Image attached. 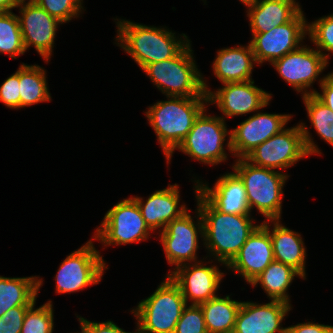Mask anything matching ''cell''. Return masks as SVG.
Masks as SVG:
<instances>
[{
  "label": "cell",
  "instance_id": "obj_1",
  "mask_svg": "<svg viewBox=\"0 0 333 333\" xmlns=\"http://www.w3.org/2000/svg\"><path fill=\"white\" fill-rule=\"evenodd\" d=\"M193 177V190L197 207L203 219V247L207 257L226 266L239 253L253 231L260 225L252 214H229L216 209L199 191L198 180ZM255 222V223H254Z\"/></svg>",
  "mask_w": 333,
  "mask_h": 333
},
{
  "label": "cell",
  "instance_id": "obj_2",
  "mask_svg": "<svg viewBox=\"0 0 333 333\" xmlns=\"http://www.w3.org/2000/svg\"><path fill=\"white\" fill-rule=\"evenodd\" d=\"M116 23V46H119L142 69L144 66L175 57L189 42V37L166 26H148L131 20L113 18ZM180 37V38H179Z\"/></svg>",
  "mask_w": 333,
  "mask_h": 333
},
{
  "label": "cell",
  "instance_id": "obj_3",
  "mask_svg": "<svg viewBox=\"0 0 333 333\" xmlns=\"http://www.w3.org/2000/svg\"><path fill=\"white\" fill-rule=\"evenodd\" d=\"M166 98L167 100L157 101L147 107L144 114L157 136L156 140L162 148L166 164L170 165L175 149L209 104L208 97L166 96Z\"/></svg>",
  "mask_w": 333,
  "mask_h": 333
},
{
  "label": "cell",
  "instance_id": "obj_4",
  "mask_svg": "<svg viewBox=\"0 0 333 333\" xmlns=\"http://www.w3.org/2000/svg\"><path fill=\"white\" fill-rule=\"evenodd\" d=\"M305 124L300 121L293 127H286L258 145L245 159L259 167L285 170L305 157L321 155V150Z\"/></svg>",
  "mask_w": 333,
  "mask_h": 333
},
{
  "label": "cell",
  "instance_id": "obj_5",
  "mask_svg": "<svg viewBox=\"0 0 333 333\" xmlns=\"http://www.w3.org/2000/svg\"><path fill=\"white\" fill-rule=\"evenodd\" d=\"M190 41L175 57L150 63L141 70L165 96L208 97L203 73L196 65Z\"/></svg>",
  "mask_w": 333,
  "mask_h": 333
},
{
  "label": "cell",
  "instance_id": "obj_6",
  "mask_svg": "<svg viewBox=\"0 0 333 333\" xmlns=\"http://www.w3.org/2000/svg\"><path fill=\"white\" fill-rule=\"evenodd\" d=\"M234 161L231 168L244 183L250 211L256 208L265 221L280 220L283 189L290 175L253 165L245 158Z\"/></svg>",
  "mask_w": 333,
  "mask_h": 333
},
{
  "label": "cell",
  "instance_id": "obj_7",
  "mask_svg": "<svg viewBox=\"0 0 333 333\" xmlns=\"http://www.w3.org/2000/svg\"><path fill=\"white\" fill-rule=\"evenodd\" d=\"M186 305L180 287L166 275L149 297L130 310L137 321L135 330L137 333H174Z\"/></svg>",
  "mask_w": 333,
  "mask_h": 333
},
{
  "label": "cell",
  "instance_id": "obj_8",
  "mask_svg": "<svg viewBox=\"0 0 333 333\" xmlns=\"http://www.w3.org/2000/svg\"><path fill=\"white\" fill-rule=\"evenodd\" d=\"M206 111L198 116L192 129L175 150L201 164L216 166L228 160V155L232 156L231 130H228L225 120L220 116L208 115ZM225 148L230 154H227Z\"/></svg>",
  "mask_w": 333,
  "mask_h": 333
},
{
  "label": "cell",
  "instance_id": "obj_9",
  "mask_svg": "<svg viewBox=\"0 0 333 333\" xmlns=\"http://www.w3.org/2000/svg\"><path fill=\"white\" fill-rule=\"evenodd\" d=\"M95 230L93 240L100 241L104 247L140 243L148 240L154 233L146 224L137 202L132 197L113 205Z\"/></svg>",
  "mask_w": 333,
  "mask_h": 333
},
{
  "label": "cell",
  "instance_id": "obj_10",
  "mask_svg": "<svg viewBox=\"0 0 333 333\" xmlns=\"http://www.w3.org/2000/svg\"><path fill=\"white\" fill-rule=\"evenodd\" d=\"M93 242L89 239L60 263L54 276L56 294L76 293L101 282L109 268Z\"/></svg>",
  "mask_w": 333,
  "mask_h": 333
},
{
  "label": "cell",
  "instance_id": "obj_11",
  "mask_svg": "<svg viewBox=\"0 0 333 333\" xmlns=\"http://www.w3.org/2000/svg\"><path fill=\"white\" fill-rule=\"evenodd\" d=\"M188 209L180 217L170 222L163 231L157 235L162 244L165 258L173 269L169 270V275L178 266L199 262L203 259L198 258L197 252L200 249L199 239L203 242V219L198 207L196 206L194 217Z\"/></svg>",
  "mask_w": 333,
  "mask_h": 333
},
{
  "label": "cell",
  "instance_id": "obj_12",
  "mask_svg": "<svg viewBox=\"0 0 333 333\" xmlns=\"http://www.w3.org/2000/svg\"><path fill=\"white\" fill-rule=\"evenodd\" d=\"M328 63L315 47L311 48L303 43L296 50L273 61L270 65L294 91H297V94L306 96L316 93V88L312 86L316 81L319 84L323 82L325 76L320 75L329 66Z\"/></svg>",
  "mask_w": 333,
  "mask_h": 333
},
{
  "label": "cell",
  "instance_id": "obj_13",
  "mask_svg": "<svg viewBox=\"0 0 333 333\" xmlns=\"http://www.w3.org/2000/svg\"><path fill=\"white\" fill-rule=\"evenodd\" d=\"M255 81L224 83L217 90H211L203 75V87L208 96V104L217 106L222 113L220 117L227 118L255 113L270 105L272 94L254 85Z\"/></svg>",
  "mask_w": 333,
  "mask_h": 333
},
{
  "label": "cell",
  "instance_id": "obj_14",
  "mask_svg": "<svg viewBox=\"0 0 333 333\" xmlns=\"http://www.w3.org/2000/svg\"><path fill=\"white\" fill-rule=\"evenodd\" d=\"M307 18L299 12L291 21L264 33H252L250 45L259 66L269 65L300 47L307 38Z\"/></svg>",
  "mask_w": 333,
  "mask_h": 333
},
{
  "label": "cell",
  "instance_id": "obj_15",
  "mask_svg": "<svg viewBox=\"0 0 333 333\" xmlns=\"http://www.w3.org/2000/svg\"><path fill=\"white\" fill-rule=\"evenodd\" d=\"M204 259L206 258L199 262L178 266L169 274L180 287L186 304L199 305L218 296V289L226 271L222 272L219 269L220 265H213L215 260L209 261L207 258L208 262H205ZM209 262L211 265L207 266Z\"/></svg>",
  "mask_w": 333,
  "mask_h": 333
},
{
  "label": "cell",
  "instance_id": "obj_16",
  "mask_svg": "<svg viewBox=\"0 0 333 333\" xmlns=\"http://www.w3.org/2000/svg\"><path fill=\"white\" fill-rule=\"evenodd\" d=\"M294 115L257 111L231 129L232 156L245 158L258 145L285 129Z\"/></svg>",
  "mask_w": 333,
  "mask_h": 333
},
{
  "label": "cell",
  "instance_id": "obj_17",
  "mask_svg": "<svg viewBox=\"0 0 333 333\" xmlns=\"http://www.w3.org/2000/svg\"><path fill=\"white\" fill-rule=\"evenodd\" d=\"M16 8H19L20 15L17 17L26 52L30 47H34L44 62L49 63L54 53L56 33L63 23L36 3L23 4Z\"/></svg>",
  "mask_w": 333,
  "mask_h": 333
},
{
  "label": "cell",
  "instance_id": "obj_18",
  "mask_svg": "<svg viewBox=\"0 0 333 333\" xmlns=\"http://www.w3.org/2000/svg\"><path fill=\"white\" fill-rule=\"evenodd\" d=\"M292 308L279 300L262 304L242 301L232 333H286L282 323Z\"/></svg>",
  "mask_w": 333,
  "mask_h": 333
},
{
  "label": "cell",
  "instance_id": "obj_19",
  "mask_svg": "<svg viewBox=\"0 0 333 333\" xmlns=\"http://www.w3.org/2000/svg\"><path fill=\"white\" fill-rule=\"evenodd\" d=\"M274 260L270 233L260 223L226 268L250 284Z\"/></svg>",
  "mask_w": 333,
  "mask_h": 333
},
{
  "label": "cell",
  "instance_id": "obj_20",
  "mask_svg": "<svg viewBox=\"0 0 333 333\" xmlns=\"http://www.w3.org/2000/svg\"><path fill=\"white\" fill-rule=\"evenodd\" d=\"M178 184H168L166 188L156 190L148 198L131 196L138 204L142 216L148 227L155 233H159L172 222L180 217L189 208L182 202L180 204V189Z\"/></svg>",
  "mask_w": 333,
  "mask_h": 333
},
{
  "label": "cell",
  "instance_id": "obj_21",
  "mask_svg": "<svg viewBox=\"0 0 333 333\" xmlns=\"http://www.w3.org/2000/svg\"><path fill=\"white\" fill-rule=\"evenodd\" d=\"M198 191L219 211L229 214H252L243 181L234 172H225L213 187L199 178Z\"/></svg>",
  "mask_w": 333,
  "mask_h": 333
},
{
  "label": "cell",
  "instance_id": "obj_22",
  "mask_svg": "<svg viewBox=\"0 0 333 333\" xmlns=\"http://www.w3.org/2000/svg\"><path fill=\"white\" fill-rule=\"evenodd\" d=\"M261 222L270 233L274 259L293 267L306 279L307 250L301 233L289 229L281 220Z\"/></svg>",
  "mask_w": 333,
  "mask_h": 333
},
{
  "label": "cell",
  "instance_id": "obj_23",
  "mask_svg": "<svg viewBox=\"0 0 333 333\" xmlns=\"http://www.w3.org/2000/svg\"><path fill=\"white\" fill-rule=\"evenodd\" d=\"M258 65L250 43L224 47L217 51L212 63L213 75L222 83L247 82Z\"/></svg>",
  "mask_w": 333,
  "mask_h": 333
},
{
  "label": "cell",
  "instance_id": "obj_24",
  "mask_svg": "<svg viewBox=\"0 0 333 333\" xmlns=\"http://www.w3.org/2000/svg\"><path fill=\"white\" fill-rule=\"evenodd\" d=\"M247 6L252 33H264L291 21L299 11L291 4L278 0H254Z\"/></svg>",
  "mask_w": 333,
  "mask_h": 333
},
{
  "label": "cell",
  "instance_id": "obj_25",
  "mask_svg": "<svg viewBox=\"0 0 333 333\" xmlns=\"http://www.w3.org/2000/svg\"><path fill=\"white\" fill-rule=\"evenodd\" d=\"M40 276L4 277L0 276V317L11 308L32 306L43 286Z\"/></svg>",
  "mask_w": 333,
  "mask_h": 333
},
{
  "label": "cell",
  "instance_id": "obj_26",
  "mask_svg": "<svg viewBox=\"0 0 333 333\" xmlns=\"http://www.w3.org/2000/svg\"><path fill=\"white\" fill-rule=\"evenodd\" d=\"M295 277L305 280L293 267L274 260L250 285L254 288L259 284L269 300H279L292 305L288 289Z\"/></svg>",
  "mask_w": 333,
  "mask_h": 333
},
{
  "label": "cell",
  "instance_id": "obj_27",
  "mask_svg": "<svg viewBox=\"0 0 333 333\" xmlns=\"http://www.w3.org/2000/svg\"><path fill=\"white\" fill-rule=\"evenodd\" d=\"M216 296L200 305L208 333H232L242 301Z\"/></svg>",
  "mask_w": 333,
  "mask_h": 333
},
{
  "label": "cell",
  "instance_id": "obj_28",
  "mask_svg": "<svg viewBox=\"0 0 333 333\" xmlns=\"http://www.w3.org/2000/svg\"><path fill=\"white\" fill-rule=\"evenodd\" d=\"M46 70L38 64L19 66L20 110L36 104L51 102Z\"/></svg>",
  "mask_w": 333,
  "mask_h": 333
},
{
  "label": "cell",
  "instance_id": "obj_29",
  "mask_svg": "<svg viewBox=\"0 0 333 333\" xmlns=\"http://www.w3.org/2000/svg\"><path fill=\"white\" fill-rule=\"evenodd\" d=\"M26 52L17 14L0 12V54L17 59Z\"/></svg>",
  "mask_w": 333,
  "mask_h": 333
},
{
  "label": "cell",
  "instance_id": "obj_30",
  "mask_svg": "<svg viewBox=\"0 0 333 333\" xmlns=\"http://www.w3.org/2000/svg\"><path fill=\"white\" fill-rule=\"evenodd\" d=\"M307 117L317 135L333 147V112L314 94L301 96Z\"/></svg>",
  "mask_w": 333,
  "mask_h": 333
},
{
  "label": "cell",
  "instance_id": "obj_31",
  "mask_svg": "<svg viewBox=\"0 0 333 333\" xmlns=\"http://www.w3.org/2000/svg\"><path fill=\"white\" fill-rule=\"evenodd\" d=\"M307 35L310 43L329 62L333 54V13L307 23ZM324 51V52H323ZM328 52V53H326Z\"/></svg>",
  "mask_w": 333,
  "mask_h": 333
},
{
  "label": "cell",
  "instance_id": "obj_32",
  "mask_svg": "<svg viewBox=\"0 0 333 333\" xmlns=\"http://www.w3.org/2000/svg\"><path fill=\"white\" fill-rule=\"evenodd\" d=\"M36 302L27 310L20 333H53L54 309L50 300L35 308Z\"/></svg>",
  "mask_w": 333,
  "mask_h": 333
},
{
  "label": "cell",
  "instance_id": "obj_33",
  "mask_svg": "<svg viewBox=\"0 0 333 333\" xmlns=\"http://www.w3.org/2000/svg\"><path fill=\"white\" fill-rule=\"evenodd\" d=\"M36 4L63 24L79 18L85 11L83 0H38Z\"/></svg>",
  "mask_w": 333,
  "mask_h": 333
},
{
  "label": "cell",
  "instance_id": "obj_34",
  "mask_svg": "<svg viewBox=\"0 0 333 333\" xmlns=\"http://www.w3.org/2000/svg\"><path fill=\"white\" fill-rule=\"evenodd\" d=\"M174 333H208L200 305L187 304L184 307Z\"/></svg>",
  "mask_w": 333,
  "mask_h": 333
},
{
  "label": "cell",
  "instance_id": "obj_35",
  "mask_svg": "<svg viewBox=\"0 0 333 333\" xmlns=\"http://www.w3.org/2000/svg\"><path fill=\"white\" fill-rule=\"evenodd\" d=\"M19 68L0 85V102L7 108L20 109Z\"/></svg>",
  "mask_w": 333,
  "mask_h": 333
},
{
  "label": "cell",
  "instance_id": "obj_36",
  "mask_svg": "<svg viewBox=\"0 0 333 333\" xmlns=\"http://www.w3.org/2000/svg\"><path fill=\"white\" fill-rule=\"evenodd\" d=\"M31 306L11 308L0 317V333H20L24 316Z\"/></svg>",
  "mask_w": 333,
  "mask_h": 333
},
{
  "label": "cell",
  "instance_id": "obj_37",
  "mask_svg": "<svg viewBox=\"0 0 333 333\" xmlns=\"http://www.w3.org/2000/svg\"><path fill=\"white\" fill-rule=\"evenodd\" d=\"M76 317L80 323V330L84 333H137V331H124L123 328H120L111 320L95 322L87 320V318L81 317L80 315H77Z\"/></svg>",
  "mask_w": 333,
  "mask_h": 333
},
{
  "label": "cell",
  "instance_id": "obj_38",
  "mask_svg": "<svg viewBox=\"0 0 333 333\" xmlns=\"http://www.w3.org/2000/svg\"><path fill=\"white\" fill-rule=\"evenodd\" d=\"M319 87L320 92L316 91L314 95L333 112V71L325 74Z\"/></svg>",
  "mask_w": 333,
  "mask_h": 333
},
{
  "label": "cell",
  "instance_id": "obj_39",
  "mask_svg": "<svg viewBox=\"0 0 333 333\" xmlns=\"http://www.w3.org/2000/svg\"><path fill=\"white\" fill-rule=\"evenodd\" d=\"M330 325L307 321L287 327L286 333H323Z\"/></svg>",
  "mask_w": 333,
  "mask_h": 333
},
{
  "label": "cell",
  "instance_id": "obj_40",
  "mask_svg": "<svg viewBox=\"0 0 333 333\" xmlns=\"http://www.w3.org/2000/svg\"><path fill=\"white\" fill-rule=\"evenodd\" d=\"M16 7L15 0H0V12H10Z\"/></svg>",
  "mask_w": 333,
  "mask_h": 333
},
{
  "label": "cell",
  "instance_id": "obj_41",
  "mask_svg": "<svg viewBox=\"0 0 333 333\" xmlns=\"http://www.w3.org/2000/svg\"><path fill=\"white\" fill-rule=\"evenodd\" d=\"M278 1H283L286 3H289L291 5H293L299 12H304L302 11V6L300 5V3L297 0H278Z\"/></svg>",
  "mask_w": 333,
  "mask_h": 333
},
{
  "label": "cell",
  "instance_id": "obj_42",
  "mask_svg": "<svg viewBox=\"0 0 333 333\" xmlns=\"http://www.w3.org/2000/svg\"><path fill=\"white\" fill-rule=\"evenodd\" d=\"M38 0H15L17 6L23 5V4H33L37 3Z\"/></svg>",
  "mask_w": 333,
  "mask_h": 333
},
{
  "label": "cell",
  "instance_id": "obj_43",
  "mask_svg": "<svg viewBox=\"0 0 333 333\" xmlns=\"http://www.w3.org/2000/svg\"><path fill=\"white\" fill-rule=\"evenodd\" d=\"M202 1H204V5L206 4V0H202ZM243 5H245V7H246V5H248V4H250L252 1H254V0H239Z\"/></svg>",
  "mask_w": 333,
  "mask_h": 333
},
{
  "label": "cell",
  "instance_id": "obj_44",
  "mask_svg": "<svg viewBox=\"0 0 333 333\" xmlns=\"http://www.w3.org/2000/svg\"><path fill=\"white\" fill-rule=\"evenodd\" d=\"M323 333H333V326H329Z\"/></svg>",
  "mask_w": 333,
  "mask_h": 333
},
{
  "label": "cell",
  "instance_id": "obj_45",
  "mask_svg": "<svg viewBox=\"0 0 333 333\" xmlns=\"http://www.w3.org/2000/svg\"><path fill=\"white\" fill-rule=\"evenodd\" d=\"M71 333H84L82 330L81 331H77V332H71Z\"/></svg>",
  "mask_w": 333,
  "mask_h": 333
}]
</instances>
